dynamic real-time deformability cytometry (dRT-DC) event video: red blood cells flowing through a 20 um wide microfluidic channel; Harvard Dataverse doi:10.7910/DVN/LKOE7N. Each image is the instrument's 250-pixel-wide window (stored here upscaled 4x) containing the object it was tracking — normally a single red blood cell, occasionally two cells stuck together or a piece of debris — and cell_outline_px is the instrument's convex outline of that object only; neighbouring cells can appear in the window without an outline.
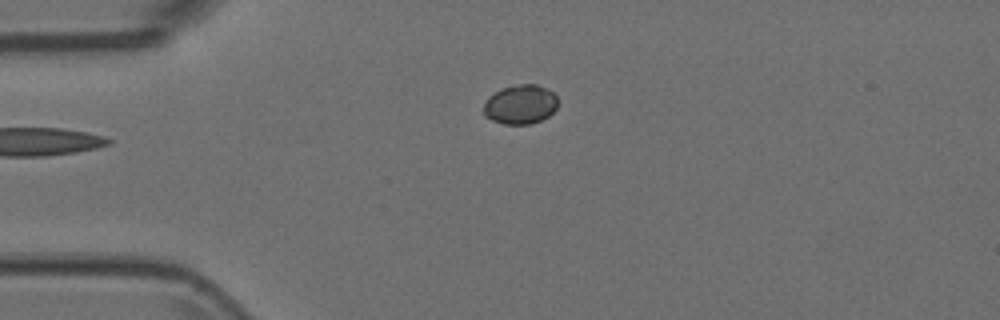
{"species": "Egyptian fruit bat (a non-hibernating species)", "species_latin": "Rousettus aegyptiacus", "temperature_condition": "room temperature", "stored_images_in_passage": 4, "camera_frame_rate_fps": 3000, "um_per_image_px": 0.085, "animal": {"sex": "female"}, "frame": {"image": 1, "passage_image": 3, "time_ms": 0.667, "image_size_px": [1000, 320], "cell_outline_px": [[556, 108], [548, 116], [532, 124], [504, 124], [492, 120], [484, 116], [484, 104], [488, 96], [500, 88], [520, 84], [536, 84], [552, 92], [556, 96]], "centroid_in_image_um": [44.19, 8.88], "position_along_channel_um": 40.8, "area_um2": 16.94}}